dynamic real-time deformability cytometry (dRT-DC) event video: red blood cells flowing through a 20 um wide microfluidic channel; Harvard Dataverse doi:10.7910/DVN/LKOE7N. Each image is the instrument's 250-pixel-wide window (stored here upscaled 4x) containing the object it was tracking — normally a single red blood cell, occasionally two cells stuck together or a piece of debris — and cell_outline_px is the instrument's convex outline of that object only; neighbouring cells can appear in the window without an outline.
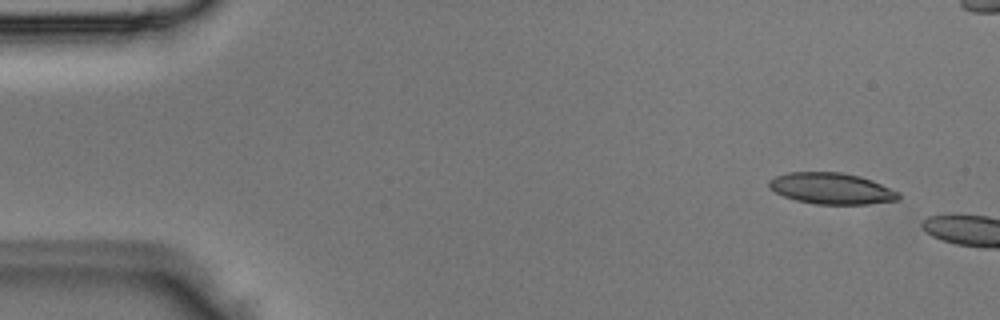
{"species": "Egyptian fruit bat (a non-hibernating species)", "species_latin": "Rousettus aegyptiacus", "temperature_condition": "room temperature", "stored_images_in_passage": 2, "camera_frame_rate_fps": 3000, "um_per_image_px": 0.085, "animal": {"sex": "male"}, "frame": {"image": 1, "passage_image": 1, "time_ms": 0.0, "image_size_px": [1000, 320], "cell_outline_px": [[900, 200], [868, 204], [816, 204], [796, 200], [784, 196], [768, 188], [768, 180], [776, 176], [788, 172], [840, 172], [860, 176], [872, 180], [900, 192]], "centroid_in_image_um": [70.69, 16.02], "position_along_channel_um": 14.3, "area_um2": 23.7}}